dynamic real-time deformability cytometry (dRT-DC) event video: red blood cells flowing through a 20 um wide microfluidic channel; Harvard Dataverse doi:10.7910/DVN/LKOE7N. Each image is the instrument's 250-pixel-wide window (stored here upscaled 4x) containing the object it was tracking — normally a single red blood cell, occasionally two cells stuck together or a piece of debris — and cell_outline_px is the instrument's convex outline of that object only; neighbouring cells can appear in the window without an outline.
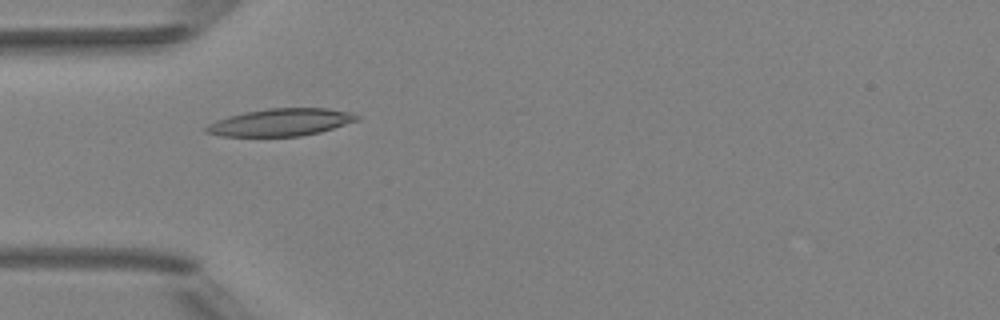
{"species": "Egyptian fruit bat (a non-hibernating species)", "species_latin": "Rousettus aegyptiacus", "temperature_condition": "room temperature", "stored_images_in_passage": 7, "camera_frame_rate_fps": 3000, "um_per_image_px": 0.085, "animal": {"sex": "female"}, "frame": {"image": 1, "passage_image": 6, "time_ms": 5.667, "image_size_px": [1000, 320], "cell_outline_px": [[360, 120], [320, 132], [300, 136], [220, 136], [204, 132], [204, 128], [208, 124], [216, 120], [228, 116], [244, 112], [268, 108], [328, 108], [352, 112], [360, 116]], "centroid_in_image_um": [23.87, 10.39], "position_along_channel_um": 61.1, "area_um2": 24.22}}
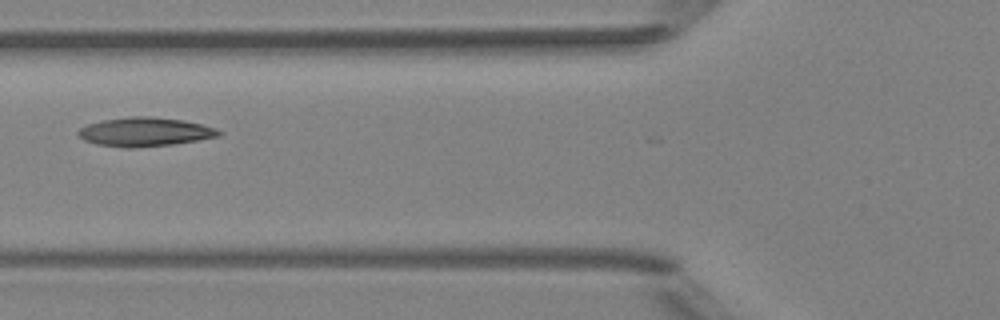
{"frame": {"image": 2, "passage_image": 7, "time_ms": 7.0, "image_size_px": [1000, 320], "cell_outline_px": [[224, 132], [220, 136], [172, 144], [132, 148], [128, 148], [96, 144], [84, 140], [76, 132], [80, 128], [88, 124], [104, 120], [132, 116], [152, 116], [184, 120], [216, 128]], "centroid_in_image_um": [12.33, 11.2], "position_along_channel_um": 113.5, "area_um2": 23.58}}